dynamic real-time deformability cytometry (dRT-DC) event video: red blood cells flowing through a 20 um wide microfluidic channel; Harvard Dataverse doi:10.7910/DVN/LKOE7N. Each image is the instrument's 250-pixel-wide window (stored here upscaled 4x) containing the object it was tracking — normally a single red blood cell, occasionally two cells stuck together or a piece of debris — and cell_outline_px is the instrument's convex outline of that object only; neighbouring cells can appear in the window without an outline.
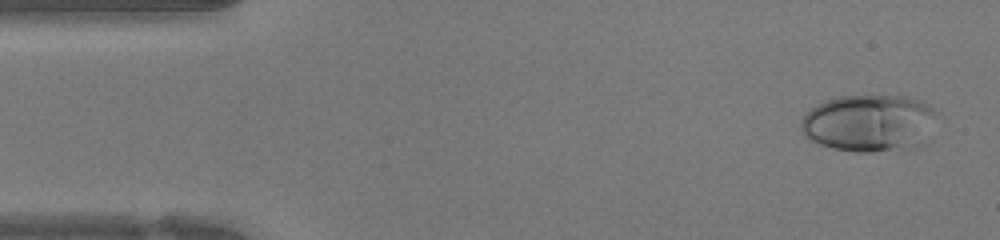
{"species": "human", "species_latin": "Homo sapiens", "temperature_condition": "warm", "stored_images_in_passage": 45, "camera_frame_rate_fps": 3000, "um_per_image_px": 0.085, "donor": {"sex": "female"}, "frame": {"image": 1, "passage_image": 1, "time_ms": 0.0, "image_size_px": [1000, 240], "cell_outline_px": [[940, 112], [924, 144], [912, 148], [872, 152], [856, 152], [832, 148], [820, 144], [804, 136], [800, 128], [800, 120], [812, 108], [828, 100], [840, 96], [904, 96], [920, 100], [928, 104]], "centroid_in_image_um": [73.94, 10.47], "position_along_channel_um": 11.1, "area_um2": 45.66}}
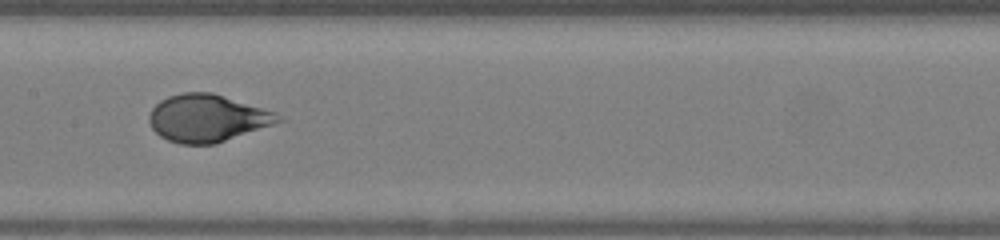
{"frame": {"image": 2, "passage_image": 21, "time_ms": 6.667, "image_size_px": [1000, 240], "cell_outline_px": [[288, 120], [216, 144], [180, 144], [168, 140], [160, 136], [152, 128], [148, 120], [148, 116], [152, 108], [160, 100], [168, 96], [184, 92], [212, 92], [276, 112]], "centroid_in_image_um": [17.66, 10.05], "position_along_channel_um": 189.7, "area_um2": 36.01}}
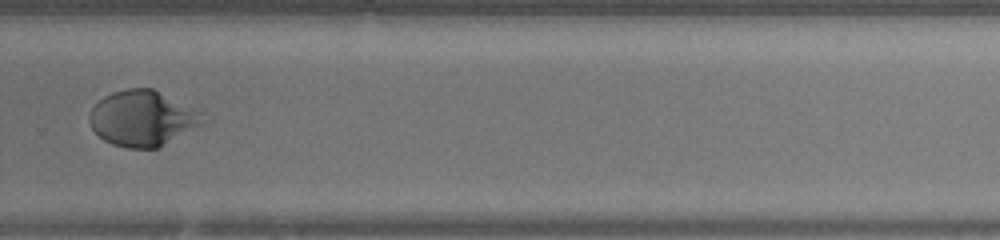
{"frame": {"image": 3, "passage_image": 30, "time_ms": 9.667, "image_size_px": [1000, 240], "cell_outline_px": [[212, 120], [156, 148], [128, 148], [112, 144], [104, 140], [92, 128], [88, 120], [88, 116], [92, 108], [104, 96], [112, 92], [128, 88], [152, 88], [200, 112]], "centroid_in_image_um": [12.13, 10.06], "position_along_channel_um": 317.7, "area_um2": 36.53}, "authors_computed_cell_mechanics": {"area_um2": 36.9342, "velocity_mm_per_s": 4.2868, "shape_relaxation_time_tau1_ms": 5.8996, "shape_relaxation_time_tau2_ms": null, "deformation_change_tau1": 0.3236, "deformation_change_tau2": null}}